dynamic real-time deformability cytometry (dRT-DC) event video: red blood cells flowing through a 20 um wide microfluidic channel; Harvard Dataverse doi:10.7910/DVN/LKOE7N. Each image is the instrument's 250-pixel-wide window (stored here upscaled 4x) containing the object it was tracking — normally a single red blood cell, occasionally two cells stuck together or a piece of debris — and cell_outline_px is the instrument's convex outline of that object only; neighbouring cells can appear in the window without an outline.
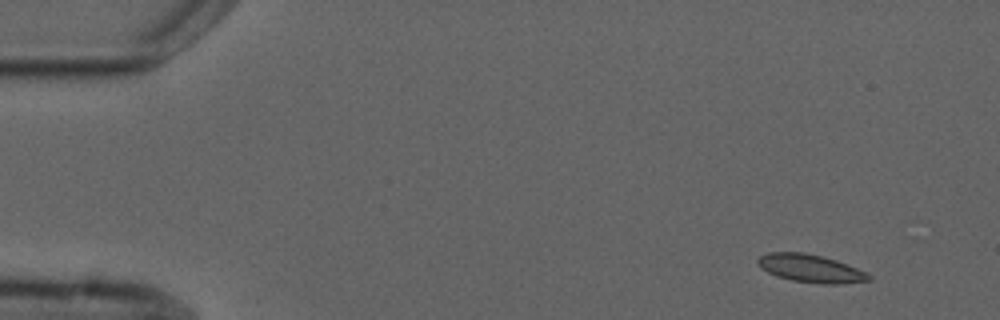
{"species": "common noctule bat (a hibernating species)", "species_latin": "Nyctalus noctula", "temperature_condition": "cold", "stored_images_in_passage": 7, "camera_frame_rate_fps": 3000, "um_per_image_px": 0.085, "animal": {"sex": "male", "forearm_length_mm": 52.5}, "frame": {"image": 1, "passage_image": 1, "time_ms": 0.0, "image_size_px": [1000, 320], "cell_outline_px": [[872, 280], [840, 284], [824, 284], [792, 280], [776, 276], [760, 268], [756, 264], [756, 260], [760, 256], [768, 252], [804, 252], [824, 256], [836, 260], [856, 268], [872, 276]], "centroid_in_image_um": [68.87, 22.81], "position_along_channel_um": 16.1, "area_um2": 18.15}}
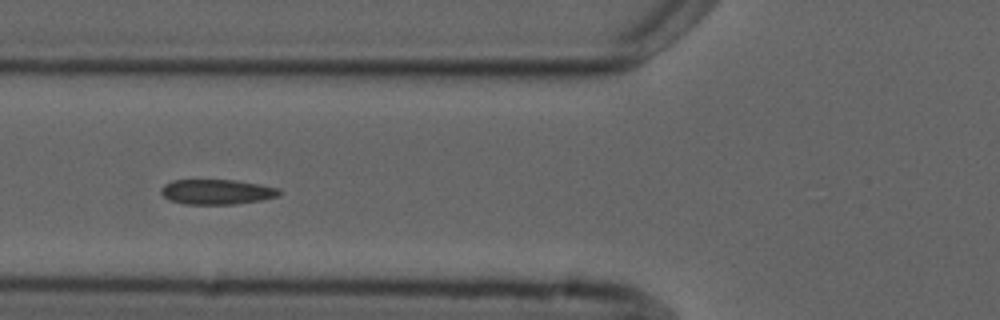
{"frame": {"image": 2, "passage_image": 5, "time_ms": 5.333, "image_size_px": [1000, 320], "cell_outline_px": [[280, 196], [260, 200], [236, 204], [184, 204], [168, 200], [160, 192], [160, 188], [164, 184], [172, 180], [236, 180], [260, 184], [280, 188]], "centroid_in_image_um": [18.42, 16.3], "position_along_channel_um": 107.4, "area_um2": 17.4}}
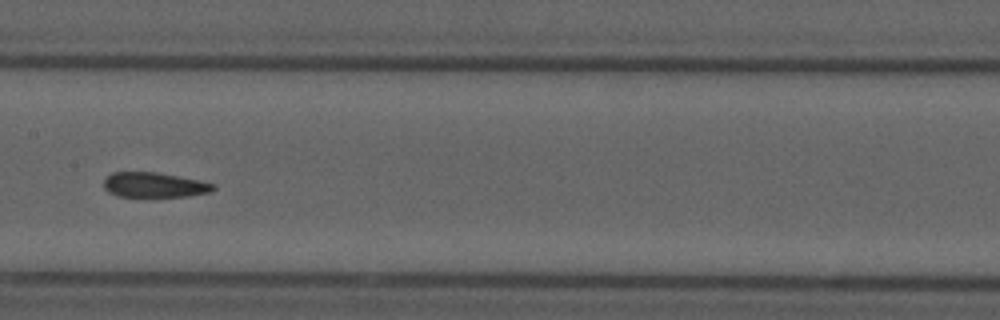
{"frame": {"image": 3, "passage_image": 7, "time_ms": 7.667, "image_size_px": [1000, 320], "cell_outline_px": [[216, 188], [212, 192], [188, 196], [116, 196], [108, 192], [104, 188], [104, 180], [112, 172], [156, 172], [200, 180], [216, 184]], "centroid_in_image_um": [13.14, 15.71], "position_along_channel_um": 194.3, "area_um2": 15.95}}